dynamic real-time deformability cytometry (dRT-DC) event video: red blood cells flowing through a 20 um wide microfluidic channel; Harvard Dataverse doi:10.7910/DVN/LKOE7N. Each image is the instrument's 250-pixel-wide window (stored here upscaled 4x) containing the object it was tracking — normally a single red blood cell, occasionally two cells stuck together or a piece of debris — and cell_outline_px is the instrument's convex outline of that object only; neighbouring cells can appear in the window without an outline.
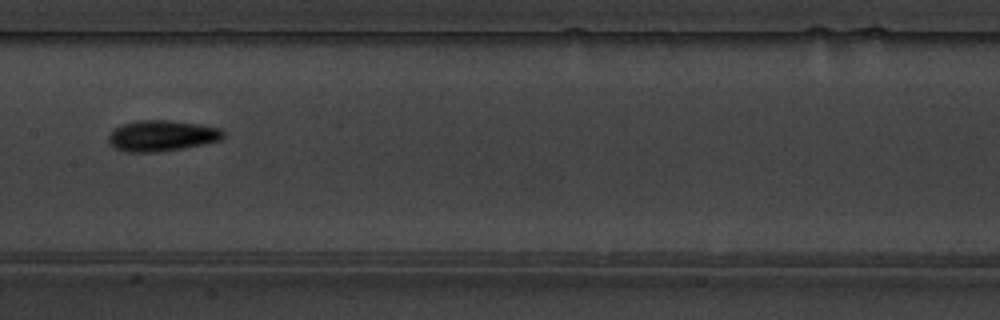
{"species": "common noctule bat (a hibernating species)", "species_latin": "Nyctalus noctula", "temperature_condition": "warm", "stored_images_in_passage": 11, "camera_frame_rate_fps": 3000, "um_per_image_px": 0.085, "animal": {"sex": "male", "body_mass_g": 19.5, "forearm_length_mm": 54.6}, "frame": {"image": 1, "passage_image": 8, "time_ms": 9.0, "image_size_px": [1000, 320], "cell_outline_px": [[224, 136], [220, 140], [204, 144], [184, 148], [156, 152], [128, 152], [116, 148], [108, 144], [108, 136], [120, 124], [136, 120], [168, 120], [200, 124], [220, 128], [224, 132]], "centroid_in_image_um": [13.75, 11.53], "position_along_channel_um": 193.7, "area_um2": 20.75}}
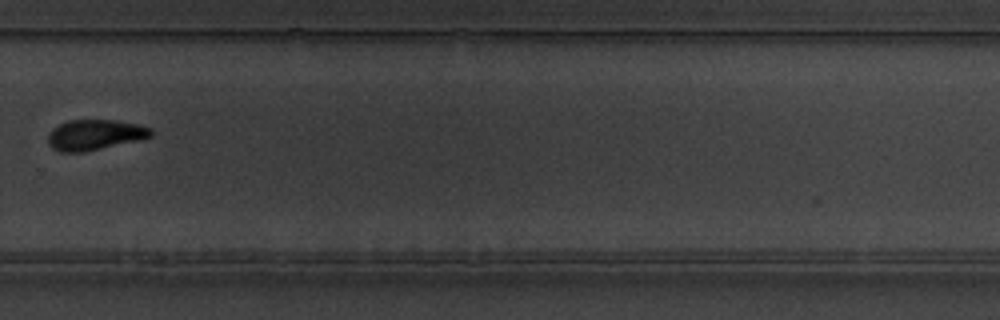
{"frame": {"image": 2, "passage_image": 11, "time_ms": 12.333, "image_size_px": [1000, 320], "cell_outline_px": [[156, 132], [152, 136], [140, 140], [84, 152], [60, 152], [52, 148], [48, 144], [48, 136], [52, 128], [68, 120], [116, 120], [140, 124], [152, 128]], "centroid_in_image_um": [8.11, 11.45], "position_along_channel_um": 321.7, "area_um2": 18.55}}